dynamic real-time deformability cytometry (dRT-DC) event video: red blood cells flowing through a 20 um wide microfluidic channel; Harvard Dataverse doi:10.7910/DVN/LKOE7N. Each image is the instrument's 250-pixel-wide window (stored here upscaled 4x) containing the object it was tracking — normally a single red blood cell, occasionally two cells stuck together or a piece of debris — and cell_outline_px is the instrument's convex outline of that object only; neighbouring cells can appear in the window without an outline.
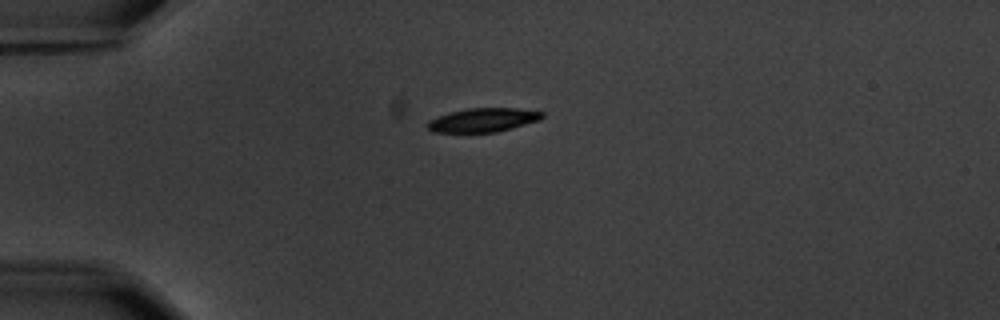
{"species": "common noctule bat (a hibernating species)", "species_latin": "Nyctalus noctula", "temperature_condition": "warm", "stored_images_in_passage": 3, "camera_frame_rate_fps": 3000, "um_per_image_px": 0.085, "animal": {"sex": "male", "body_mass_g": 20.1, "forearm_length_mm": 53.5}, "frame": {"image": 1, "passage_image": 1, "time_ms": 0.0, "image_size_px": [1000, 320], "cell_outline_px": [[544, 116], [540, 120], [512, 128], [496, 132], [432, 132], [428, 128], [428, 120], [452, 112], [468, 108], [516, 108], [544, 112]], "centroid_in_image_um": [41.1, 10.2], "position_along_channel_um": 43.9, "area_um2": 15.78}}
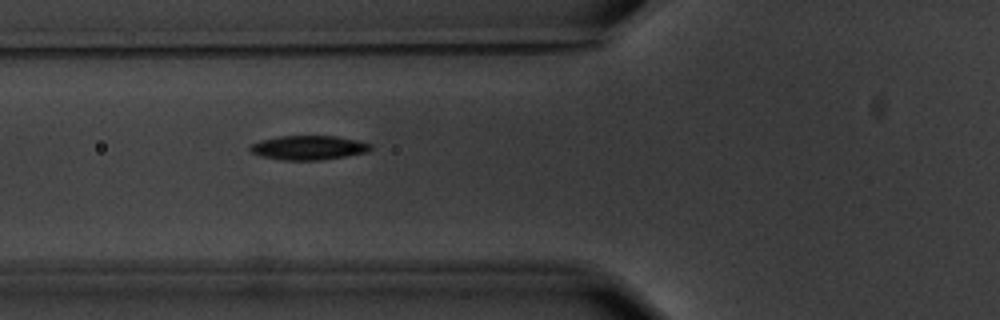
{"frame": {"image": 2, "passage_image": 3, "time_ms": 2.333, "image_size_px": [1000, 320], "cell_outline_px": [[372, 148], [368, 152], [320, 160], [280, 160], [260, 156], [252, 152], [248, 148], [252, 144], [260, 140], [280, 136], [336, 136], [356, 140], [372, 144]], "centroid_in_image_um": [26.21, 12.55], "position_along_channel_um": 99.6, "area_um2": 16.99}}